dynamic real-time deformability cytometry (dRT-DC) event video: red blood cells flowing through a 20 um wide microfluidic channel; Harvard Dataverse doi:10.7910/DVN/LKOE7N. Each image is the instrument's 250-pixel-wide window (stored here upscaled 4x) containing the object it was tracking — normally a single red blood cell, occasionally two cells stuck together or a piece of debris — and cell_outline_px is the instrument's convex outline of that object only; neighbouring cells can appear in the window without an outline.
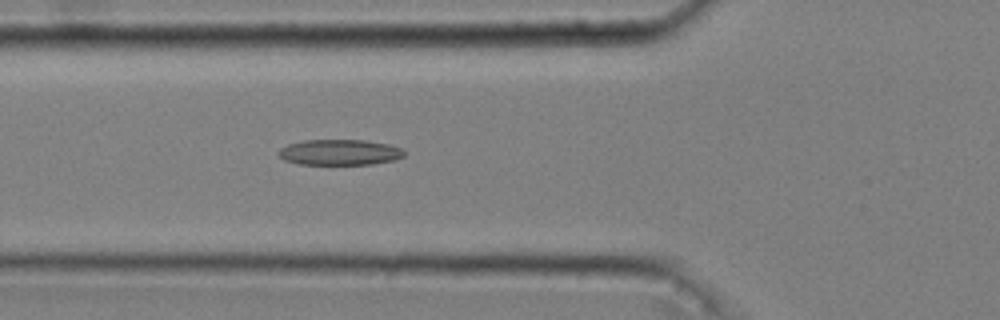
{"species": "common noctule bat (a hibernating species)", "species_latin": "Nyctalus noctula", "temperature_condition": "cold", "stored_images_in_passage": 51, "camera_frame_rate_fps": 3000, "um_per_image_px": 0.085, "animal": {"sex": "male", "body_mass_g": 20.4}, "frame": {"image": 1, "passage_image": 19, "time_ms": 6.0, "image_size_px": [1000, 320], "cell_outline_px": [[404, 156], [396, 160], [372, 164], [300, 164], [284, 160], [276, 152], [280, 148], [288, 144], [304, 140], [364, 140], [388, 144], [400, 148], [404, 152]], "centroid_in_image_um": [28.86, 12.94], "position_along_channel_um": 96.9, "area_um2": 18.79}}
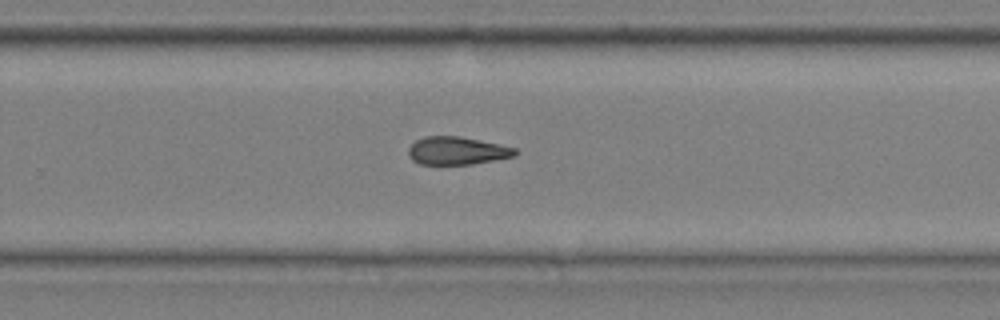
{"frame": {"image": 2, "passage_image": 35, "time_ms": 11.333, "image_size_px": [1000, 320], "cell_outline_px": [[516, 156], [496, 160], [472, 164], [420, 164], [412, 160], [408, 156], [408, 148], [416, 140], [424, 136], [460, 136], [500, 144], [516, 148]], "centroid_in_image_um": [38.84, 12.81], "position_along_channel_um": 291.0, "area_um2": 17.46}}
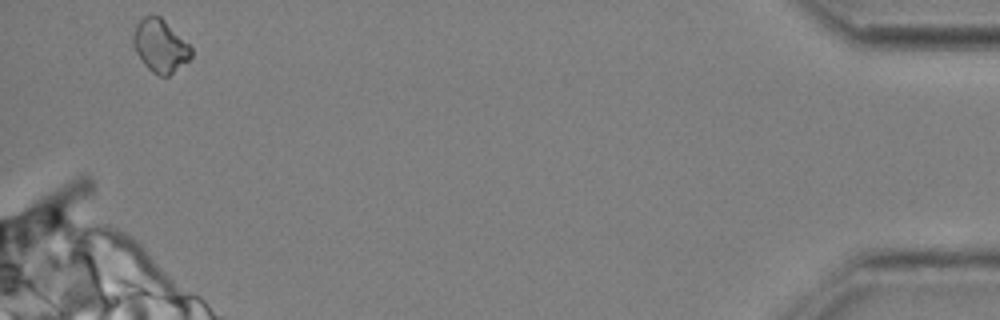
{"frame": {"image": 3, "passage_image": 51, "time_ms": 16.667, "image_size_px": [1000, 320], "cell_outline_px": [[192, 56], [188, 60], [168, 76], [160, 76], [152, 72], [144, 64], [136, 52], [132, 44], [132, 36], [136, 24], [144, 16], [160, 16], [192, 48]], "centroid_in_image_um": [13.59, 3.9], "position_along_channel_um": 421.6, "area_um2": 17.57}, "authors_computed_cell_mechanics": {"area_um2": 17.8024, "velocity_mm_per_s": 3.6373, "shape_relaxation_time_tau1_ms": null, "shape_relaxation_time_tau2_ms": 11.2884, "deformation_change_tau1": null, "deformation_change_tau2": 0.2519}}